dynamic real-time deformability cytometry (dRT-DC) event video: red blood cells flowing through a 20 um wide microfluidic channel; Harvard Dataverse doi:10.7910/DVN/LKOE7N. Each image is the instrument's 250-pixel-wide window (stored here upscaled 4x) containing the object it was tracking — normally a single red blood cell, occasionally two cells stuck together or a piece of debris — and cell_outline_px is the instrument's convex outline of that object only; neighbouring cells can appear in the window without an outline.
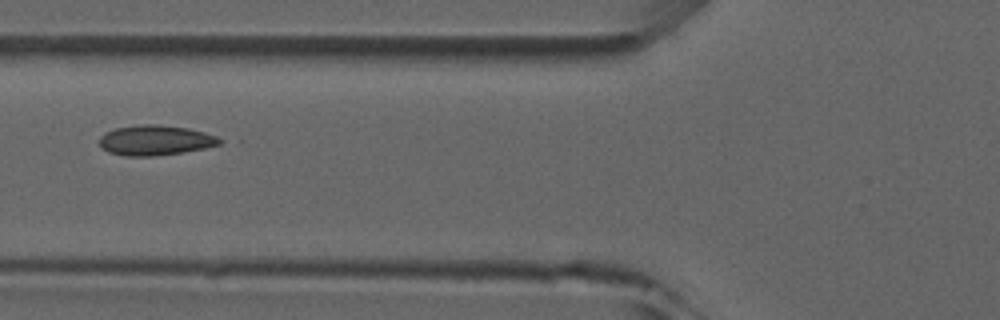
{"species": "common noctule bat (a hibernating species)", "species_latin": "Nyctalus noctula", "temperature_condition": "room temperature", "stored_images_in_passage": 7, "camera_frame_rate_fps": 3000, "um_per_image_px": 0.085, "animal": {"sex": "male", "forearm_length_mm": 52.5}, "frame": {"image": 1, "passage_image": 6, "time_ms": 5.667, "image_size_px": [1000, 320], "cell_outline_px": [[224, 140], [220, 144], [204, 148], [184, 152], [152, 156], [128, 156], [108, 152], [100, 144], [100, 136], [104, 132], [116, 128], [144, 124], [156, 124], [188, 128], [204, 132], [216, 136]], "centroid_in_image_um": [13.22, 11.92], "position_along_channel_um": 112.6, "area_um2": 20.98}}
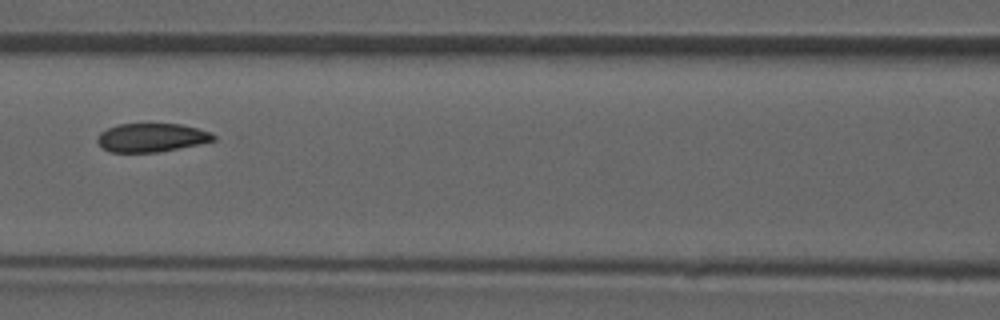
{"frame": {"image": 2, "passage_image": 7, "time_ms": 6.667, "image_size_px": [1000, 320], "cell_outline_px": [[216, 140], [156, 152], [108, 152], [96, 140], [96, 136], [100, 132], [108, 128], [120, 124], [180, 124], [212, 132], [216, 136]], "centroid_in_image_um": [12.86, 11.69], "position_along_channel_um": 153.7, "area_um2": 19.13}}